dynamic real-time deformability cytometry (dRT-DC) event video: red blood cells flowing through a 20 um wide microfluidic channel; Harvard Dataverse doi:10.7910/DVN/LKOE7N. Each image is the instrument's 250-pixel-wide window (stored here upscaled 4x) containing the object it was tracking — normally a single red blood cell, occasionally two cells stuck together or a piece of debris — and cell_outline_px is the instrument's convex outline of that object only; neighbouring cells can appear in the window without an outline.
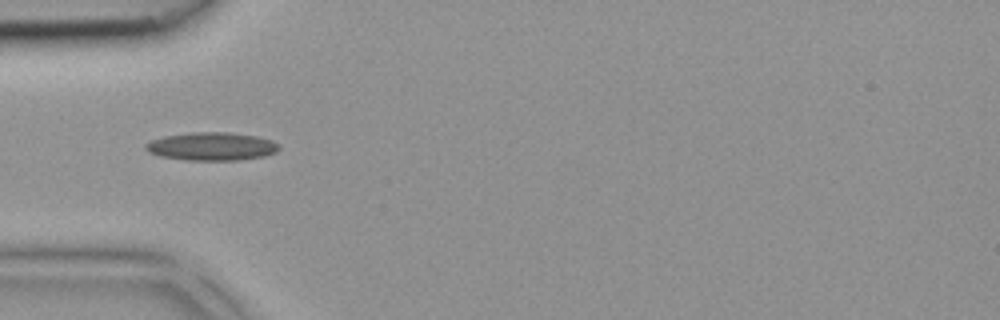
{"species": "common noctule bat (a hibernating species)", "species_latin": "Nyctalus noctula", "temperature_condition": "room temperature", "stored_images_in_passage": 8, "camera_frame_rate_fps": 3000, "um_per_image_px": 0.085, "animal": {"sex": "female", "body_mass_g": 18.4}, "frame": {"image": 1, "passage_image": 2, "time_ms": 0.333, "image_size_px": [1000, 320], "cell_outline_px": [[280, 148], [276, 152], [264, 156], [240, 160], [184, 160], [160, 156], [148, 152], [144, 148], [144, 144], [152, 140], [164, 136], [192, 132], [228, 132], [256, 136], [272, 140], [280, 144]], "centroid_in_image_um": [17.99, 12.44], "position_along_channel_um": 67.0, "area_um2": 22.02}}